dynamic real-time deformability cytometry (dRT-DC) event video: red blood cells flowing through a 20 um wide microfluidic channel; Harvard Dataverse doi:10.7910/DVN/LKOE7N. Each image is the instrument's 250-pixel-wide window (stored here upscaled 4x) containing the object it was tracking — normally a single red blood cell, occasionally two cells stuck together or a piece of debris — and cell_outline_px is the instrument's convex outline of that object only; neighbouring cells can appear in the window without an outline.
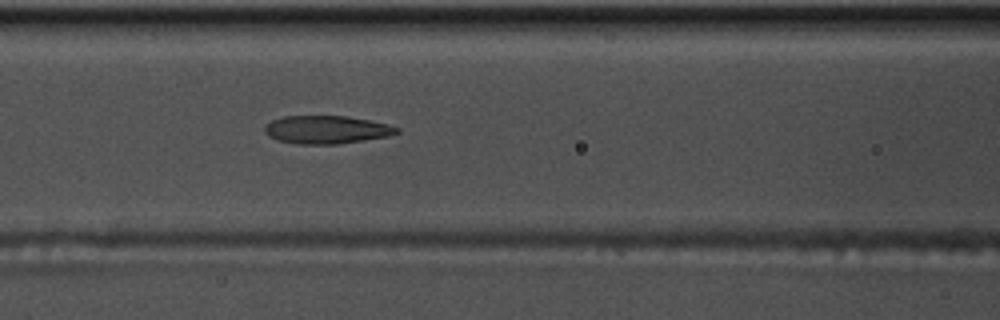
{"species": "common noctule bat (a hibernating species)", "species_latin": "Nyctalus noctula", "temperature_condition": "warm", "stored_images_in_passage": 55, "camera_frame_rate_fps": 3000, "um_per_image_px": 0.085, "animal": {"sex": "male", "body_mass_g": 17.5, "forearm_length_mm": 52.3}, "frame": {"image": 1, "passage_image": 23, "time_ms": 7.333, "image_size_px": [1000, 320], "cell_outline_px": [[400, 132], [388, 136], [340, 144], [296, 144], [276, 140], [268, 136], [264, 132], [264, 128], [272, 120], [284, 116], [344, 116], [368, 120], [388, 124], [400, 128]], "centroid_in_image_um": [27.75, 11.03], "position_along_channel_um": 138.9, "area_um2": 21.62}}
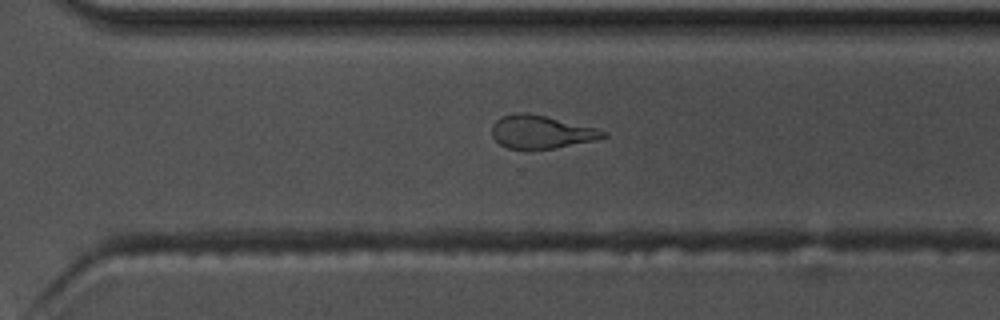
{"frame": {"image": 2, "passage_image": 38, "time_ms": 12.333, "image_size_px": [1000, 320], "cell_outline_px": [[608, 136], [596, 140], [556, 148], [508, 148], [500, 144], [492, 136], [492, 124], [500, 116], [516, 112], [528, 112], [596, 128], [608, 132]], "centroid_in_image_um": [45.99, 11.2], "position_along_channel_um": 324.6, "area_um2": 21.39}}
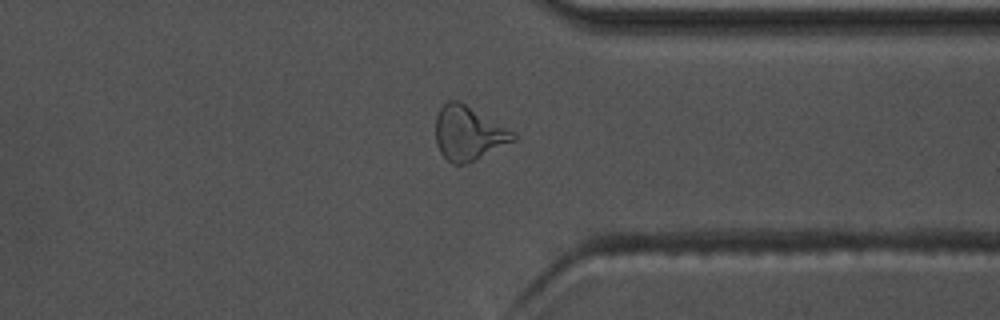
{"frame": {"image": 3, "passage_image": 42, "time_ms": 13.667, "image_size_px": [1000, 320], "cell_outline_px": [[516, 140], [468, 164], [452, 164], [440, 152], [436, 144], [436, 116], [440, 108], [448, 100], [460, 100], [512, 132], [516, 136]], "centroid_in_image_um": [39.78, 11.34], "position_along_channel_um": 371.6, "area_um2": 24.28}, "authors_computed_cell_mechanics": {"area_um2": 22.5998, "velocity_mm_per_s": 3.7243, "shape_relaxation_time_tau1_ms": null, "shape_relaxation_time_tau2_ms": 2.9123, "deformation_change_tau1": null, "deformation_change_tau2": 0.113}}